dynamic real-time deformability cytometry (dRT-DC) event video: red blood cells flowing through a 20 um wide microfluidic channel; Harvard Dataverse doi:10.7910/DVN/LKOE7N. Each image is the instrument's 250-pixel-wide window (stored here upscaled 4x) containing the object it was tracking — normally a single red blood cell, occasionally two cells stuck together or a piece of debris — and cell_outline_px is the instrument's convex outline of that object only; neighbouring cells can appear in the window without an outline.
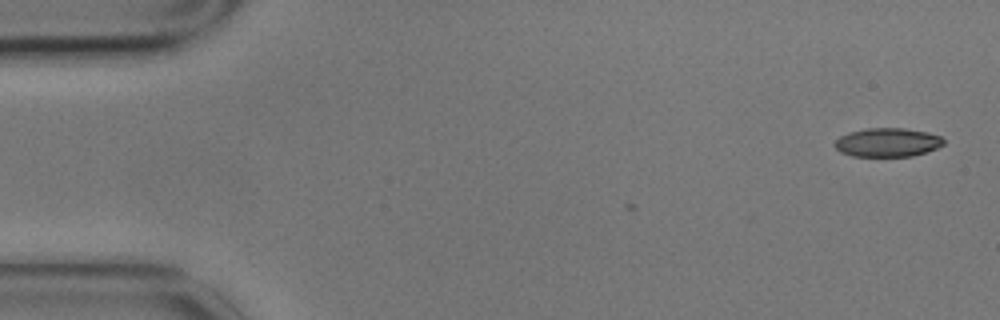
{"species": "common noctule bat (a hibernating species)", "species_latin": "Nyctalus noctula", "temperature_condition": "cold", "stored_images_in_passage": 3, "camera_frame_rate_fps": 3000, "um_per_image_px": 0.085, "animal": {"sex": "male", "body_mass_g": 17.9}, "frame": {"image": 1, "passage_image": 1, "time_ms": 0.0, "image_size_px": [1000, 320], "cell_outline_px": [[944, 144], [936, 148], [912, 156], [852, 156], [840, 152], [832, 144], [840, 136], [848, 132], [868, 128], [904, 128], [928, 132], [940, 136], [944, 140]], "centroid_in_image_um": [75.41, 12.1], "position_along_channel_um": 9.6, "area_um2": 18.26}}